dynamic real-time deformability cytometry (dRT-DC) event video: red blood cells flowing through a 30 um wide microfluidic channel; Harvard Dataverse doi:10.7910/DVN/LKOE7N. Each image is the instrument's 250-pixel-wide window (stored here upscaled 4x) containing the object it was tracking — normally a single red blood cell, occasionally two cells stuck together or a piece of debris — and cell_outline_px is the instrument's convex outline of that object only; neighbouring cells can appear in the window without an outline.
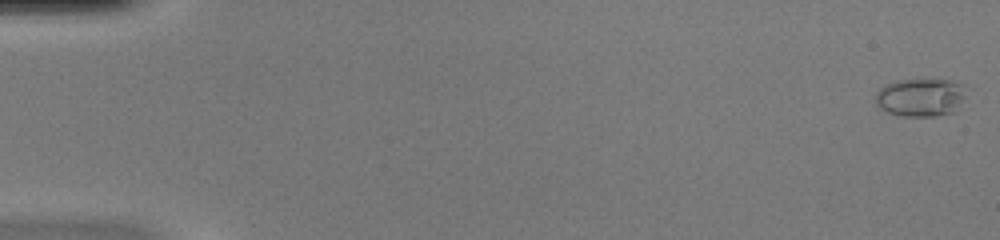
{"species": "common noctule bat (a hibernating species)", "species_latin": "Nyctalus noctula", "temperature_condition": "warm", "stored_images_in_passage": 51, "camera_frame_rate_fps": 3000, "um_per_image_px": 0.085, "animal": {"sex": "female", "body_mass_g": 20.0, "forearm_length_mm": 54.0}, "frame": {"image": 1, "passage_image": 1, "time_ms": 0.0, "image_size_px": [1000, 240], "cell_outline_px": [[972, 88], [956, 112], [936, 116], [900, 116], [888, 112], [880, 108], [876, 104], [876, 92], [880, 88], [896, 80], [948, 80], [964, 84]], "centroid_in_image_um": [78.36, 8.28], "position_along_channel_um": 6.6, "area_um2": 20.69}}
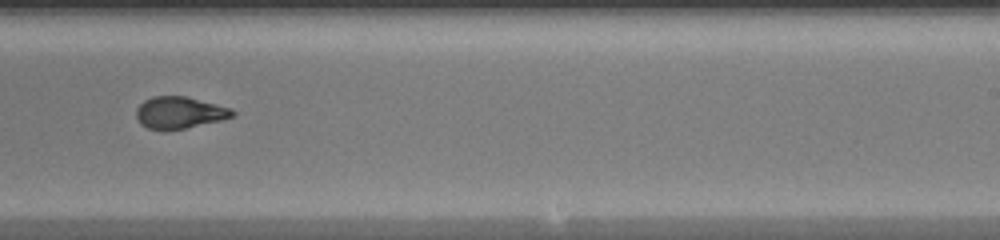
{"frame": {"image": 2, "passage_image": 33, "time_ms": 10.667, "image_size_px": [1000, 240], "cell_outline_px": [[236, 116], [220, 120], [184, 128], [148, 128], [140, 124], [136, 116], [136, 108], [144, 100], [152, 96], [188, 96], [232, 108], [236, 112]], "centroid_in_image_um": [15.29, 9.53], "position_along_channel_um": 273.7, "area_um2": 17.69}}
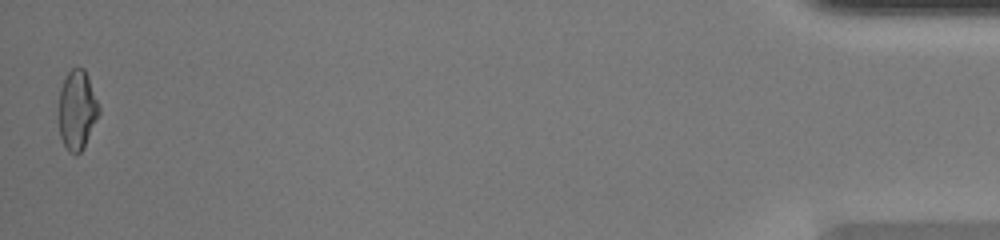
{"frame": {"image": 3, "passage_image": 51, "time_ms": 16.667, "image_size_px": [1000, 240], "cell_outline_px": [[100, 112], [84, 148], [76, 156], [68, 152], [60, 136], [60, 88], [68, 72], [72, 68], [84, 68], [100, 108]], "centroid_in_image_um": [6.56, 9.39], "position_along_channel_um": 428.6, "area_um2": 18.32}, "authors_computed_cell_mechanics": {"area_um2": 18.7272, "velocity_mm_per_s": 4.0914, "shape_relaxation_time_tau1_ms": 5.8411, "shape_relaxation_time_tau2_ms": 1.0808, "deformation_change_tau1": 0.2526, "deformation_change_tau2": 0.0736}}